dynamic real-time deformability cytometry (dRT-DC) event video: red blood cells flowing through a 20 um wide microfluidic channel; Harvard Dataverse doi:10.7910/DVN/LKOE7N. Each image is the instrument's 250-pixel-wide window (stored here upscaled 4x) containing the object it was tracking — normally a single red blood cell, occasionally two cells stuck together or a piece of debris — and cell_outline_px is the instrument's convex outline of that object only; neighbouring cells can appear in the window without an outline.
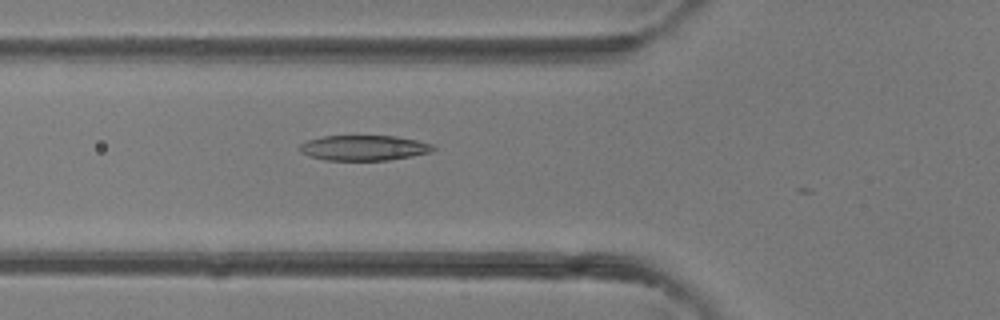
{"species": "common noctule bat (a hibernating species)", "species_latin": "Nyctalus noctula", "temperature_condition": "room temperature", "stored_images_in_passage": 18, "camera_frame_rate_fps": 3000, "um_per_image_px": 0.085, "animal": {"sex": "female"}, "frame": {"image": 1, "passage_image": 15, "time_ms": 4.667, "image_size_px": [1000, 320], "cell_outline_px": [[436, 148], [428, 152], [412, 156], [388, 160], [324, 160], [308, 156], [300, 152], [296, 148], [300, 144], [308, 140], [324, 136], [396, 136], [416, 140], [432, 144]], "centroid_in_image_um": [30.87, 12.57], "position_along_channel_um": 94.9, "area_um2": 19.65}}
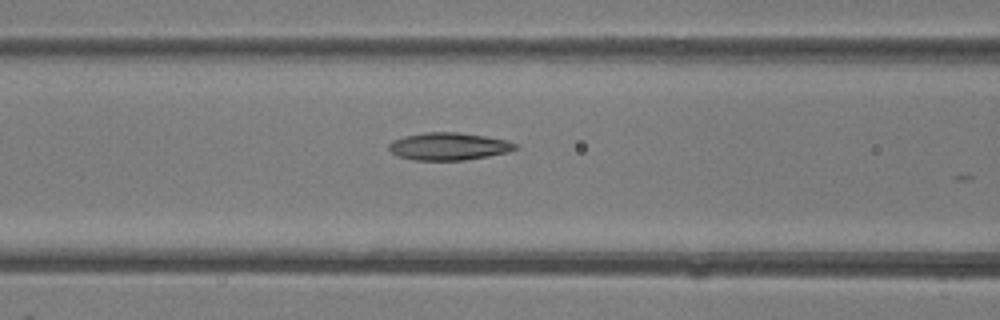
{"frame": {"image": 2, "passage_image": 17, "time_ms": 5.333, "image_size_px": [1000, 320], "cell_outline_px": [[520, 148], [508, 152], [488, 156], [464, 160], [412, 160], [400, 156], [392, 152], [388, 148], [388, 144], [392, 140], [404, 136], [424, 132], [456, 132], [484, 136], [508, 140], [520, 144]], "centroid_in_image_um": [38.18, 12.43], "position_along_channel_um": 128.4, "area_um2": 20.4}}